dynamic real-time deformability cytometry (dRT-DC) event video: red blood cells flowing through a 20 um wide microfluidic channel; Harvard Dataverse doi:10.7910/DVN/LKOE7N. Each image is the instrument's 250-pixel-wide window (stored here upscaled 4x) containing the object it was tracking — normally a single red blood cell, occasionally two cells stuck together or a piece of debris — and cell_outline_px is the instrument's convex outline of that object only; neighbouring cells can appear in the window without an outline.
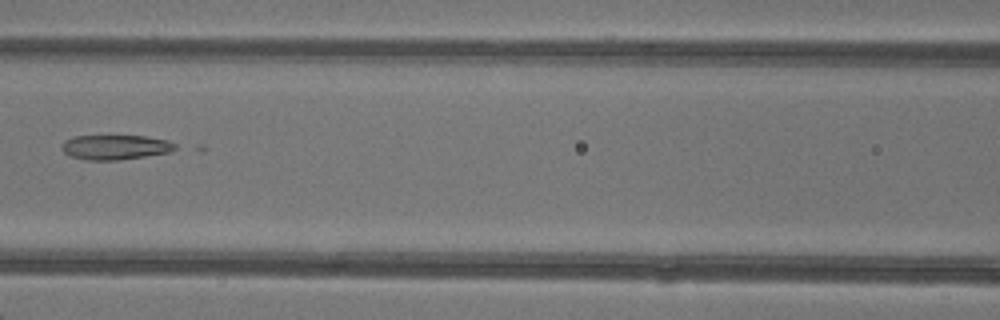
{"species": "common noctule bat (a hibernating species)", "species_latin": "Nyctalus noctula", "temperature_condition": "warm", "stored_images_in_passage": 7, "camera_frame_rate_fps": 3000, "um_per_image_px": 0.085, "animal": {"sex": "female"}, "frame": {"image": 1, "passage_image": 6, "time_ms": 7.667, "image_size_px": [1000, 320], "cell_outline_px": [[176, 148], [168, 152], [144, 156], [116, 160], [88, 160], [72, 156], [64, 152], [60, 144], [64, 140], [72, 136], [144, 136], [168, 140], [176, 144]], "centroid_in_image_um": [9.77, 12.5], "position_along_channel_um": 156.8, "area_um2": 16.18}}
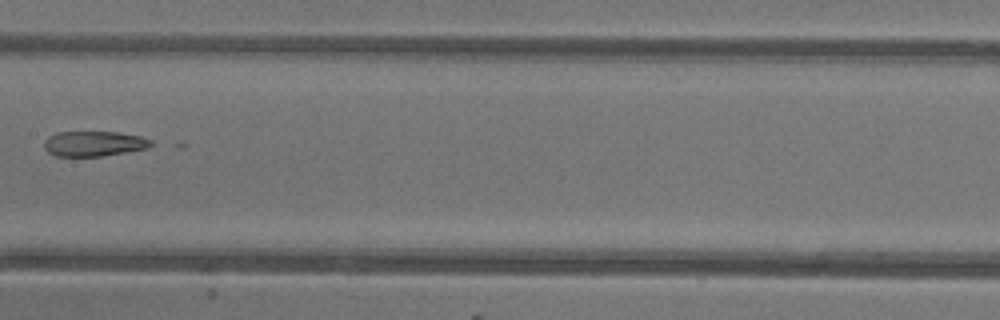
{"frame": {"image": 2, "passage_image": 7, "time_ms": 8.667, "image_size_px": [1000, 320], "cell_outline_px": [[152, 144], [148, 148], [104, 156], [56, 156], [48, 152], [44, 148], [44, 140], [48, 136], [56, 132], [120, 132], [140, 136], [152, 140]], "centroid_in_image_um": [7.97, 12.21], "position_along_channel_um": 199.4, "area_um2": 15.78}}